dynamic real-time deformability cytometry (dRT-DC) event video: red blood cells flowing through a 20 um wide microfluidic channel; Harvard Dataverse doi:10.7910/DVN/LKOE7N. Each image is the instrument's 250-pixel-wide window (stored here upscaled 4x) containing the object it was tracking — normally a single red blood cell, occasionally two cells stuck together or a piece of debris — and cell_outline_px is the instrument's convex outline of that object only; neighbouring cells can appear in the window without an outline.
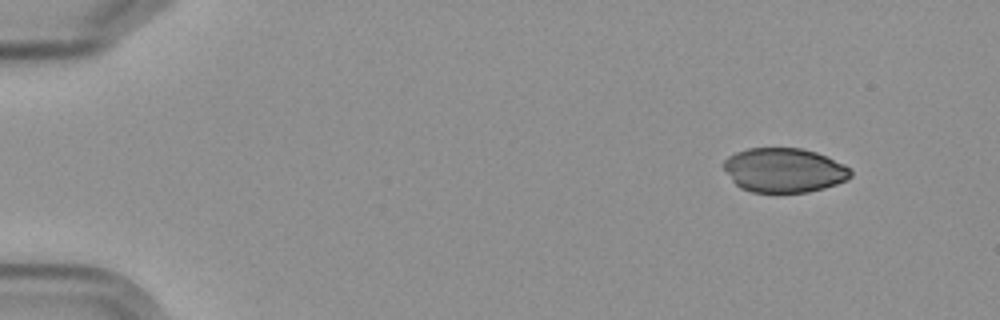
{"species": "Egyptian fruit bat (a non-hibernating species)", "species_latin": "Rousettus aegyptiacus", "temperature_condition": "cold", "stored_images_in_passage": 10, "camera_frame_rate_fps": 3000, "um_per_image_px": 0.085, "frame": {"image": 1, "passage_image": 1, "time_ms": 0.0, "image_size_px": [1000, 320], "cell_outline_px": [[852, 176], [848, 180], [824, 188], [808, 192], [752, 192], [740, 188], [732, 180], [720, 164], [728, 156], [736, 152], [748, 148], [800, 148], [816, 152], [844, 164], [852, 172]], "centroid_in_image_um": [66.63, 14.46], "position_along_channel_um": 18.4, "area_um2": 32.95}}